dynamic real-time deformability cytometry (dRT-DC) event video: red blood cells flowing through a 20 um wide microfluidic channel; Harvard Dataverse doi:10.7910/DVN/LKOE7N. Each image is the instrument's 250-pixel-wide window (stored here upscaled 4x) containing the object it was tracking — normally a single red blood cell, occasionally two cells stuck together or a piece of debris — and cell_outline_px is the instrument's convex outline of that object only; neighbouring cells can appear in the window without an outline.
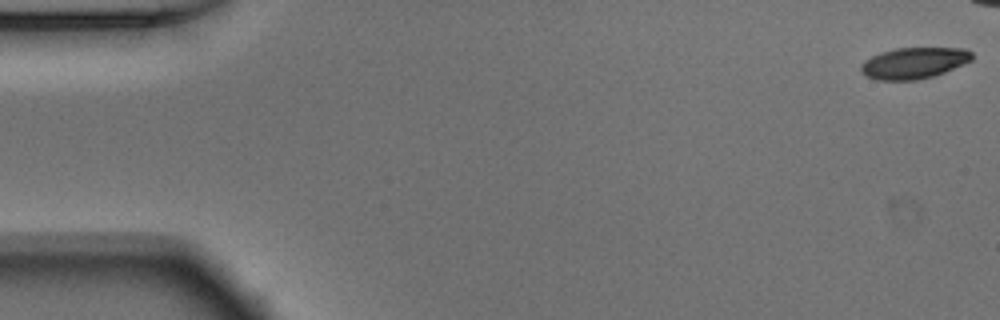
{"species": "Egyptian fruit bat (a non-hibernating species)", "species_latin": "Rousettus aegyptiacus", "temperature_condition": "warm", "stored_images_in_passage": 42, "camera_frame_rate_fps": 3000, "um_per_image_px": 0.085, "animal": {"sex": "male"}, "frame": {"image": 1, "passage_image": 1, "time_ms": 0.0, "image_size_px": [1000, 320], "cell_outline_px": [[972, 60], [964, 64], [944, 72], [932, 76], [916, 80], [876, 80], [860, 72], [860, 64], [864, 60], [880, 52], [896, 48], [964, 48], [972, 52]], "centroid_in_image_um": [77.66, 5.35], "position_along_channel_um": 7.3, "area_um2": 20.23}}
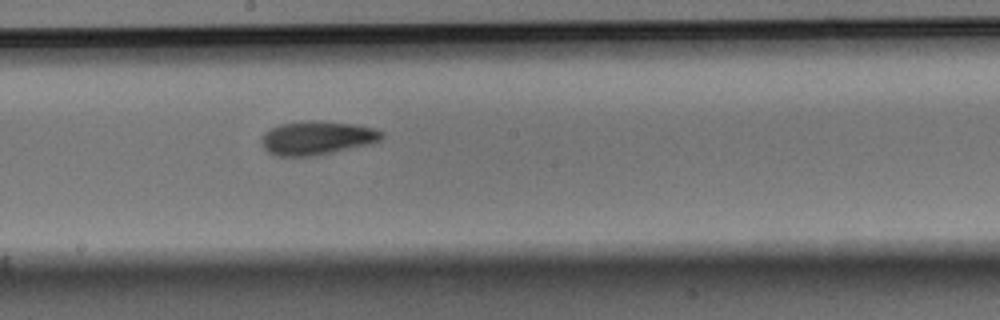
{"frame": {"image": 2, "passage_image": 28, "time_ms": 9.0, "image_size_px": [1000, 320], "cell_outline_px": [[384, 136], [380, 140], [368, 144], [316, 156], [276, 156], [268, 152], [264, 148], [260, 140], [260, 136], [264, 132], [280, 124], [304, 120], [316, 120], [356, 124], [376, 128], [384, 132]], "centroid_in_image_um": [26.93, 11.71], "position_along_channel_um": 221.3, "area_um2": 23.93}}
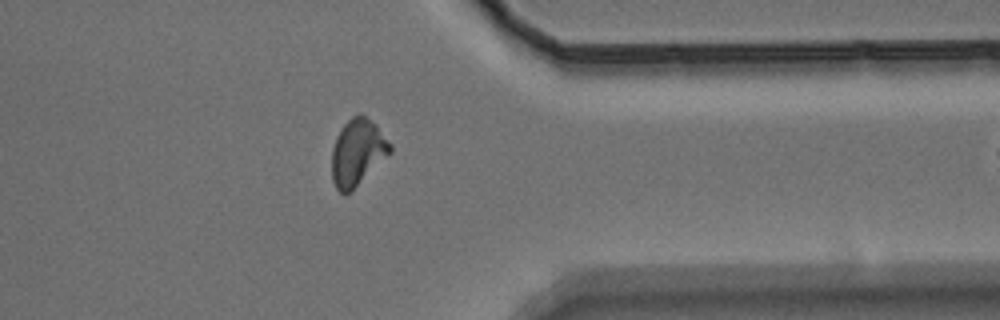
{"frame": {"image": 3, "passage_image": 41, "time_ms": 13.333, "image_size_px": [1000, 320], "cell_outline_px": [[392, 152], [352, 192], [340, 192], [336, 188], [332, 180], [332, 148], [336, 136], [344, 124], [352, 116], [360, 112], [376, 124], [392, 144]], "centroid_in_image_um": [30.41, 12.94], "position_along_channel_um": 381.0, "area_um2": 22.89}}